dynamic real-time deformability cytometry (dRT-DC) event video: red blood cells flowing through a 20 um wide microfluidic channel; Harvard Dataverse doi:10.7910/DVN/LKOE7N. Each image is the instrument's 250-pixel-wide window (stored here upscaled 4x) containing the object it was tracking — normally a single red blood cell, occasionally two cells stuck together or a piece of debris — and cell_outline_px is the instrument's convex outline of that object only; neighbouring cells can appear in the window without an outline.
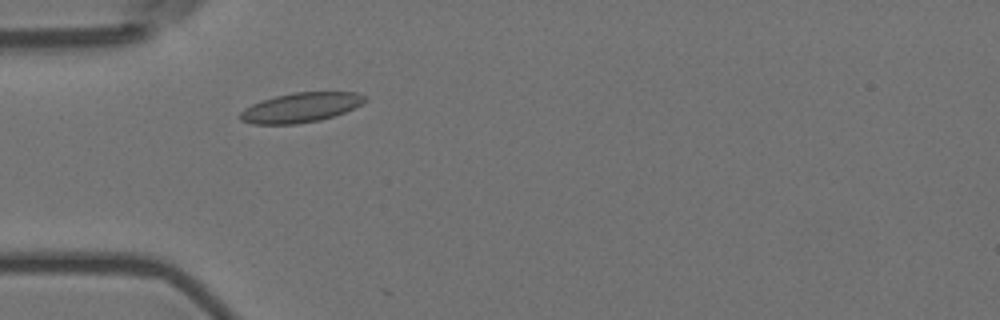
{"species": "Egyptian fruit bat (a non-hibernating species)", "species_latin": "Rousettus aegyptiacus", "temperature_condition": "room temperature", "stored_images_in_passage": 12, "camera_frame_rate_fps": 3000, "um_per_image_px": 0.085, "animal": {"sex": "female"}, "frame": {"image": 1, "passage_image": 10, "time_ms": 3.0, "image_size_px": [1000, 320], "cell_outline_px": [[368, 100], [344, 112], [320, 120], [296, 124], [252, 124], [240, 120], [240, 112], [244, 108], [260, 100], [292, 92], [356, 92], [368, 96]], "centroid_in_image_um": [25.55, 9.13], "position_along_channel_um": 59.5, "area_um2": 21.56}}